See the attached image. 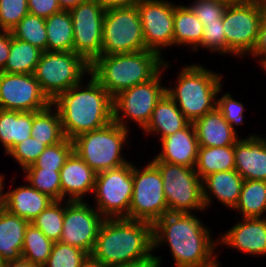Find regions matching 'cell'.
<instances>
[{"instance_id": "8", "label": "cell", "mask_w": 266, "mask_h": 267, "mask_svg": "<svg viewBox=\"0 0 266 267\" xmlns=\"http://www.w3.org/2000/svg\"><path fill=\"white\" fill-rule=\"evenodd\" d=\"M169 64L165 61L162 70L150 81L125 89L113 97L114 122L125 129L129 128L128 120L135 122L142 130L147 126L155 105L166 93L167 87L162 86L161 76Z\"/></svg>"}, {"instance_id": "32", "label": "cell", "mask_w": 266, "mask_h": 267, "mask_svg": "<svg viewBox=\"0 0 266 267\" xmlns=\"http://www.w3.org/2000/svg\"><path fill=\"white\" fill-rule=\"evenodd\" d=\"M42 52L39 48L11 34L9 57L2 72L33 74Z\"/></svg>"}, {"instance_id": "40", "label": "cell", "mask_w": 266, "mask_h": 267, "mask_svg": "<svg viewBox=\"0 0 266 267\" xmlns=\"http://www.w3.org/2000/svg\"><path fill=\"white\" fill-rule=\"evenodd\" d=\"M46 147L47 145L44 142H40L31 136L15 145L7 154L24 170L38 159Z\"/></svg>"}, {"instance_id": "51", "label": "cell", "mask_w": 266, "mask_h": 267, "mask_svg": "<svg viewBox=\"0 0 266 267\" xmlns=\"http://www.w3.org/2000/svg\"><path fill=\"white\" fill-rule=\"evenodd\" d=\"M4 267H41L21 258L20 260L5 262Z\"/></svg>"}, {"instance_id": "2", "label": "cell", "mask_w": 266, "mask_h": 267, "mask_svg": "<svg viewBox=\"0 0 266 267\" xmlns=\"http://www.w3.org/2000/svg\"><path fill=\"white\" fill-rule=\"evenodd\" d=\"M60 94L52 104L58 109L67 139L100 129L113 121V97L91 75Z\"/></svg>"}, {"instance_id": "27", "label": "cell", "mask_w": 266, "mask_h": 267, "mask_svg": "<svg viewBox=\"0 0 266 267\" xmlns=\"http://www.w3.org/2000/svg\"><path fill=\"white\" fill-rule=\"evenodd\" d=\"M33 112L0 109V143L5 154L31 137Z\"/></svg>"}, {"instance_id": "7", "label": "cell", "mask_w": 266, "mask_h": 267, "mask_svg": "<svg viewBox=\"0 0 266 267\" xmlns=\"http://www.w3.org/2000/svg\"><path fill=\"white\" fill-rule=\"evenodd\" d=\"M91 64L72 51H44L33 75L43 93L53 102L60 94L83 81Z\"/></svg>"}, {"instance_id": "43", "label": "cell", "mask_w": 266, "mask_h": 267, "mask_svg": "<svg viewBox=\"0 0 266 267\" xmlns=\"http://www.w3.org/2000/svg\"><path fill=\"white\" fill-rule=\"evenodd\" d=\"M192 2L189 4V8L203 26L207 23L218 22V19H223L227 5L214 0H194Z\"/></svg>"}, {"instance_id": "13", "label": "cell", "mask_w": 266, "mask_h": 267, "mask_svg": "<svg viewBox=\"0 0 266 267\" xmlns=\"http://www.w3.org/2000/svg\"><path fill=\"white\" fill-rule=\"evenodd\" d=\"M140 168L133 164V194L127 219L154 224L169 213L163 191L162 175L151 161Z\"/></svg>"}, {"instance_id": "25", "label": "cell", "mask_w": 266, "mask_h": 267, "mask_svg": "<svg viewBox=\"0 0 266 267\" xmlns=\"http://www.w3.org/2000/svg\"><path fill=\"white\" fill-rule=\"evenodd\" d=\"M190 122L180 111L174 100L167 94L158 101L147 126L145 134L159 135V140L185 128Z\"/></svg>"}, {"instance_id": "47", "label": "cell", "mask_w": 266, "mask_h": 267, "mask_svg": "<svg viewBox=\"0 0 266 267\" xmlns=\"http://www.w3.org/2000/svg\"><path fill=\"white\" fill-rule=\"evenodd\" d=\"M11 31L0 29V72L3 71L10 51Z\"/></svg>"}, {"instance_id": "24", "label": "cell", "mask_w": 266, "mask_h": 267, "mask_svg": "<svg viewBox=\"0 0 266 267\" xmlns=\"http://www.w3.org/2000/svg\"><path fill=\"white\" fill-rule=\"evenodd\" d=\"M5 193V210L30 223L54 201L48 195L33 188L28 182L27 185L10 188Z\"/></svg>"}, {"instance_id": "35", "label": "cell", "mask_w": 266, "mask_h": 267, "mask_svg": "<svg viewBox=\"0 0 266 267\" xmlns=\"http://www.w3.org/2000/svg\"><path fill=\"white\" fill-rule=\"evenodd\" d=\"M13 37L47 51V30L45 19L28 13L11 30Z\"/></svg>"}, {"instance_id": "33", "label": "cell", "mask_w": 266, "mask_h": 267, "mask_svg": "<svg viewBox=\"0 0 266 267\" xmlns=\"http://www.w3.org/2000/svg\"><path fill=\"white\" fill-rule=\"evenodd\" d=\"M234 209L242 218L265 217L266 181L244 180L239 201Z\"/></svg>"}, {"instance_id": "55", "label": "cell", "mask_w": 266, "mask_h": 267, "mask_svg": "<svg viewBox=\"0 0 266 267\" xmlns=\"http://www.w3.org/2000/svg\"><path fill=\"white\" fill-rule=\"evenodd\" d=\"M0 267H4V262L0 259Z\"/></svg>"}, {"instance_id": "16", "label": "cell", "mask_w": 266, "mask_h": 267, "mask_svg": "<svg viewBox=\"0 0 266 267\" xmlns=\"http://www.w3.org/2000/svg\"><path fill=\"white\" fill-rule=\"evenodd\" d=\"M169 0H139L136 4L142 23L146 50L163 56L161 50L173 46L174 8ZM166 47V48H165Z\"/></svg>"}, {"instance_id": "28", "label": "cell", "mask_w": 266, "mask_h": 267, "mask_svg": "<svg viewBox=\"0 0 266 267\" xmlns=\"http://www.w3.org/2000/svg\"><path fill=\"white\" fill-rule=\"evenodd\" d=\"M173 46H189L193 52L200 50L204 26L195 16L189 5L177 4L174 8Z\"/></svg>"}, {"instance_id": "17", "label": "cell", "mask_w": 266, "mask_h": 267, "mask_svg": "<svg viewBox=\"0 0 266 267\" xmlns=\"http://www.w3.org/2000/svg\"><path fill=\"white\" fill-rule=\"evenodd\" d=\"M51 103L33 74L0 72V109L37 112Z\"/></svg>"}, {"instance_id": "12", "label": "cell", "mask_w": 266, "mask_h": 267, "mask_svg": "<svg viewBox=\"0 0 266 267\" xmlns=\"http://www.w3.org/2000/svg\"><path fill=\"white\" fill-rule=\"evenodd\" d=\"M95 207L105 219L128 218L133 194V163L97 173Z\"/></svg>"}, {"instance_id": "5", "label": "cell", "mask_w": 266, "mask_h": 267, "mask_svg": "<svg viewBox=\"0 0 266 267\" xmlns=\"http://www.w3.org/2000/svg\"><path fill=\"white\" fill-rule=\"evenodd\" d=\"M178 74L177 82L166 92L186 119L194 123L217 107L223 75L198 64L186 65Z\"/></svg>"}, {"instance_id": "53", "label": "cell", "mask_w": 266, "mask_h": 267, "mask_svg": "<svg viewBox=\"0 0 266 267\" xmlns=\"http://www.w3.org/2000/svg\"><path fill=\"white\" fill-rule=\"evenodd\" d=\"M4 181V176L0 174V212L5 210L6 193L5 191L3 193V187L5 186L3 185L5 183Z\"/></svg>"}, {"instance_id": "15", "label": "cell", "mask_w": 266, "mask_h": 267, "mask_svg": "<svg viewBox=\"0 0 266 267\" xmlns=\"http://www.w3.org/2000/svg\"><path fill=\"white\" fill-rule=\"evenodd\" d=\"M87 203L85 200L65 199L63 229L59 242L78 247L90 255L105 218Z\"/></svg>"}, {"instance_id": "41", "label": "cell", "mask_w": 266, "mask_h": 267, "mask_svg": "<svg viewBox=\"0 0 266 267\" xmlns=\"http://www.w3.org/2000/svg\"><path fill=\"white\" fill-rule=\"evenodd\" d=\"M28 13V0H0V29L11 31Z\"/></svg>"}, {"instance_id": "10", "label": "cell", "mask_w": 266, "mask_h": 267, "mask_svg": "<svg viewBox=\"0 0 266 267\" xmlns=\"http://www.w3.org/2000/svg\"><path fill=\"white\" fill-rule=\"evenodd\" d=\"M266 2L262 0H246L229 5L223 14L224 34L227 42V54L240 56L250 55L259 33Z\"/></svg>"}, {"instance_id": "14", "label": "cell", "mask_w": 266, "mask_h": 267, "mask_svg": "<svg viewBox=\"0 0 266 267\" xmlns=\"http://www.w3.org/2000/svg\"><path fill=\"white\" fill-rule=\"evenodd\" d=\"M73 26V52L90 64L102 51V28L105 10L98 0H89L69 10Z\"/></svg>"}, {"instance_id": "21", "label": "cell", "mask_w": 266, "mask_h": 267, "mask_svg": "<svg viewBox=\"0 0 266 267\" xmlns=\"http://www.w3.org/2000/svg\"><path fill=\"white\" fill-rule=\"evenodd\" d=\"M162 150L151 161L195 168L198 155V140L193 123L160 140Z\"/></svg>"}, {"instance_id": "31", "label": "cell", "mask_w": 266, "mask_h": 267, "mask_svg": "<svg viewBox=\"0 0 266 267\" xmlns=\"http://www.w3.org/2000/svg\"><path fill=\"white\" fill-rule=\"evenodd\" d=\"M31 136L47 146L62 142L66 138L59 111L52 103L43 110L33 112Z\"/></svg>"}, {"instance_id": "19", "label": "cell", "mask_w": 266, "mask_h": 267, "mask_svg": "<svg viewBox=\"0 0 266 267\" xmlns=\"http://www.w3.org/2000/svg\"><path fill=\"white\" fill-rule=\"evenodd\" d=\"M235 170L244 180L266 181V138L255 133L234 145Z\"/></svg>"}, {"instance_id": "23", "label": "cell", "mask_w": 266, "mask_h": 267, "mask_svg": "<svg viewBox=\"0 0 266 267\" xmlns=\"http://www.w3.org/2000/svg\"><path fill=\"white\" fill-rule=\"evenodd\" d=\"M199 147H222L235 145L237 133L216 107L193 123Z\"/></svg>"}, {"instance_id": "49", "label": "cell", "mask_w": 266, "mask_h": 267, "mask_svg": "<svg viewBox=\"0 0 266 267\" xmlns=\"http://www.w3.org/2000/svg\"><path fill=\"white\" fill-rule=\"evenodd\" d=\"M105 11L135 5L139 0H98Z\"/></svg>"}, {"instance_id": "3", "label": "cell", "mask_w": 266, "mask_h": 267, "mask_svg": "<svg viewBox=\"0 0 266 267\" xmlns=\"http://www.w3.org/2000/svg\"><path fill=\"white\" fill-rule=\"evenodd\" d=\"M154 252L153 224L127 218L104 219L91 256L106 267L150 258Z\"/></svg>"}, {"instance_id": "30", "label": "cell", "mask_w": 266, "mask_h": 267, "mask_svg": "<svg viewBox=\"0 0 266 267\" xmlns=\"http://www.w3.org/2000/svg\"><path fill=\"white\" fill-rule=\"evenodd\" d=\"M47 51L73 52L72 17L69 10H61L45 19Z\"/></svg>"}, {"instance_id": "50", "label": "cell", "mask_w": 266, "mask_h": 267, "mask_svg": "<svg viewBox=\"0 0 266 267\" xmlns=\"http://www.w3.org/2000/svg\"><path fill=\"white\" fill-rule=\"evenodd\" d=\"M86 1L89 0H58L59 6L62 10H70Z\"/></svg>"}, {"instance_id": "46", "label": "cell", "mask_w": 266, "mask_h": 267, "mask_svg": "<svg viewBox=\"0 0 266 267\" xmlns=\"http://www.w3.org/2000/svg\"><path fill=\"white\" fill-rule=\"evenodd\" d=\"M250 55L254 59L259 58L261 68L266 66V7L260 22L257 43Z\"/></svg>"}, {"instance_id": "11", "label": "cell", "mask_w": 266, "mask_h": 267, "mask_svg": "<svg viewBox=\"0 0 266 267\" xmlns=\"http://www.w3.org/2000/svg\"><path fill=\"white\" fill-rule=\"evenodd\" d=\"M142 50H146V45L137 4L105 11L101 55Z\"/></svg>"}, {"instance_id": "39", "label": "cell", "mask_w": 266, "mask_h": 267, "mask_svg": "<svg viewBox=\"0 0 266 267\" xmlns=\"http://www.w3.org/2000/svg\"><path fill=\"white\" fill-rule=\"evenodd\" d=\"M88 255L78 247L54 242L51 254L43 267H80Z\"/></svg>"}, {"instance_id": "45", "label": "cell", "mask_w": 266, "mask_h": 267, "mask_svg": "<svg viewBox=\"0 0 266 267\" xmlns=\"http://www.w3.org/2000/svg\"><path fill=\"white\" fill-rule=\"evenodd\" d=\"M61 10L58 0H28L29 13L44 19Z\"/></svg>"}, {"instance_id": "29", "label": "cell", "mask_w": 266, "mask_h": 267, "mask_svg": "<svg viewBox=\"0 0 266 267\" xmlns=\"http://www.w3.org/2000/svg\"><path fill=\"white\" fill-rule=\"evenodd\" d=\"M195 170L201 180L215 172L235 170L234 145L199 147Z\"/></svg>"}, {"instance_id": "18", "label": "cell", "mask_w": 266, "mask_h": 267, "mask_svg": "<svg viewBox=\"0 0 266 267\" xmlns=\"http://www.w3.org/2000/svg\"><path fill=\"white\" fill-rule=\"evenodd\" d=\"M218 244L252 256L266 255V217L242 218L219 236Z\"/></svg>"}, {"instance_id": "6", "label": "cell", "mask_w": 266, "mask_h": 267, "mask_svg": "<svg viewBox=\"0 0 266 267\" xmlns=\"http://www.w3.org/2000/svg\"><path fill=\"white\" fill-rule=\"evenodd\" d=\"M129 133V129L112 121L74 138V151L96 173L118 168L130 162L122 156L124 145H128Z\"/></svg>"}, {"instance_id": "37", "label": "cell", "mask_w": 266, "mask_h": 267, "mask_svg": "<svg viewBox=\"0 0 266 267\" xmlns=\"http://www.w3.org/2000/svg\"><path fill=\"white\" fill-rule=\"evenodd\" d=\"M60 170L25 168V180L39 192L48 195L54 201H61Z\"/></svg>"}, {"instance_id": "52", "label": "cell", "mask_w": 266, "mask_h": 267, "mask_svg": "<svg viewBox=\"0 0 266 267\" xmlns=\"http://www.w3.org/2000/svg\"><path fill=\"white\" fill-rule=\"evenodd\" d=\"M80 267H106L98 260L94 259L91 255H88L86 259L82 262Z\"/></svg>"}, {"instance_id": "26", "label": "cell", "mask_w": 266, "mask_h": 267, "mask_svg": "<svg viewBox=\"0 0 266 267\" xmlns=\"http://www.w3.org/2000/svg\"><path fill=\"white\" fill-rule=\"evenodd\" d=\"M29 223L6 210L0 212V259L4 263L22 258L24 235Z\"/></svg>"}, {"instance_id": "48", "label": "cell", "mask_w": 266, "mask_h": 267, "mask_svg": "<svg viewBox=\"0 0 266 267\" xmlns=\"http://www.w3.org/2000/svg\"><path fill=\"white\" fill-rule=\"evenodd\" d=\"M162 259L159 256L153 255L150 258L146 259H141L135 262L127 263V264H122L116 267H160L162 266L161 263Z\"/></svg>"}, {"instance_id": "9", "label": "cell", "mask_w": 266, "mask_h": 267, "mask_svg": "<svg viewBox=\"0 0 266 267\" xmlns=\"http://www.w3.org/2000/svg\"><path fill=\"white\" fill-rule=\"evenodd\" d=\"M162 175L163 191L172 213H192L206 210L203 202L202 180L195 168L151 161Z\"/></svg>"}, {"instance_id": "54", "label": "cell", "mask_w": 266, "mask_h": 267, "mask_svg": "<svg viewBox=\"0 0 266 267\" xmlns=\"http://www.w3.org/2000/svg\"><path fill=\"white\" fill-rule=\"evenodd\" d=\"M214 1L221 2V3L229 6V5H235V4L242 3L246 0H214Z\"/></svg>"}, {"instance_id": "20", "label": "cell", "mask_w": 266, "mask_h": 267, "mask_svg": "<svg viewBox=\"0 0 266 267\" xmlns=\"http://www.w3.org/2000/svg\"><path fill=\"white\" fill-rule=\"evenodd\" d=\"M61 201H84L85 194H93L97 173L73 151L61 168Z\"/></svg>"}, {"instance_id": "34", "label": "cell", "mask_w": 266, "mask_h": 267, "mask_svg": "<svg viewBox=\"0 0 266 267\" xmlns=\"http://www.w3.org/2000/svg\"><path fill=\"white\" fill-rule=\"evenodd\" d=\"M54 242L48 239L39 228L32 223L26 228L22 247V258L43 267L51 254Z\"/></svg>"}, {"instance_id": "1", "label": "cell", "mask_w": 266, "mask_h": 267, "mask_svg": "<svg viewBox=\"0 0 266 267\" xmlns=\"http://www.w3.org/2000/svg\"><path fill=\"white\" fill-rule=\"evenodd\" d=\"M210 232L193 212H169L153 224L154 250L166 243L176 267H222Z\"/></svg>"}, {"instance_id": "4", "label": "cell", "mask_w": 266, "mask_h": 267, "mask_svg": "<svg viewBox=\"0 0 266 267\" xmlns=\"http://www.w3.org/2000/svg\"><path fill=\"white\" fill-rule=\"evenodd\" d=\"M165 60L158 53L142 50L133 53L101 55L90 67V74L112 96L153 79Z\"/></svg>"}, {"instance_id": "22", "label": "cell", "mask_w": 266, "mask_h": 267, "mask_svg": "<svg viewBox=\"0 0 266 267\" xmlns=\"http://www.w3.org/2000/svg\"><path fill=\"white\" fill-rule=\"evenodd\" d=\"M243 182L244 179L236 170L220 171L206 176L202 180L205 208L210 207L214 196L224 207L234 209L239 201Z\"/></svg>"}, {"instance_id": "44", "label": "cell", "mask_w": 266, "mask_h": 267, "mask_svg": "<svg viewBox=\"0 0 266 267\" xmlns=\"http://www.w3.org/2000/svg\"><path fill=\"white\" fill-rule=\"evenodd\" d=\"M217 108L221 111L224 119L237 133L236 128L243 124L245 107L241 102L234 100L230 92L223 94L222 97L217 98Z\"/></svg>"}, {"instance_id": "42", "label": "cell", "mask_w": 266, "mask_h": 267, "mask_svg": "<svg viewBox=\"0 0 266 267\" xmlns=\"http://www.w3.org/2000/svg\"><path fill=\"white\" fill-rule=\"evenodd\" d=\"M200 48H206L211 52H218L220 55L227 54V42L224 34L223 19L218 22L207 23L204 26Z\"/></svg>"}, {"instance_id": "36", "label": "cell", "mask_w": 266, "mask_h": 267, "mask_svg": "<svg viewBox=\"0 0 266 267\" xmlns=\"http://www.w3.org/2000/svg\"><path fill=\"white\" fill-rule=\"evenodd\" d=\"M63 205V206H62ZM64 220V201H53L31 223L53 242L60 241Z\"/></svg>"}, {"instance_id": "38", "label": "cell", "mask_w": 266, "mask_h": 267, "mask_svg": "<svg viewBox=\"0 0 266 267\" xmlns=\"http://www.w3.org/2000/svg\"><path fill=\"white\" fill-rule=\"evenodd\" d=\"M73 151V141L65 138L62 142L47 146L38 159L27 168L61 170Z\"/></svg>"}]
</instances>
